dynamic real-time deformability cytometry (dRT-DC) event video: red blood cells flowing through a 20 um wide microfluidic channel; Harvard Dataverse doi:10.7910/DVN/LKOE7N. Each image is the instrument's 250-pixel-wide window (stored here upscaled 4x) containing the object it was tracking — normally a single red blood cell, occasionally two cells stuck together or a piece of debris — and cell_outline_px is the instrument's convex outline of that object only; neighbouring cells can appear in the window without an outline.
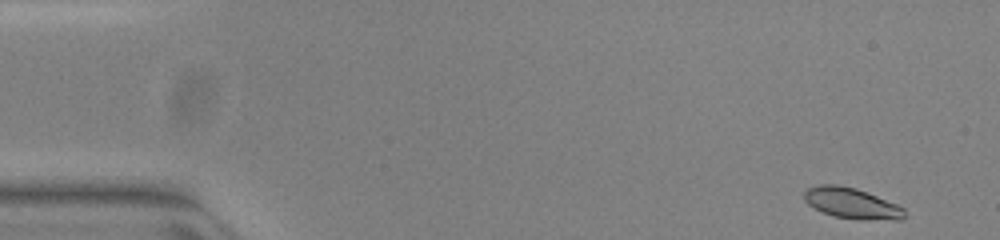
{"species": "common noctule bat (a hibernating species)", "species_latin": "Nyctalus noctula", "temperature_condition": "warm", "stored_images_in_passage": 50, "camera_frame_rate_fps": 3000, "um_per_image_px": 0.085, "animal": {"sex": "female", "body_mass_g": 23.0, "forearm_length_mm": 53.4}, "frame": {"image": 1, "passage_image": 1, "time_ms": 0.0, "image_size_px": [1000, 240], "cell_outline_px": [[904, 216], [900, 220], [860, 220], [832, 216], [808, 204], [804, 200], [804, 192], [808, 188], [820, 184], [836, 184], [856, 188], [896, 204], [904, 208]], "centroid_in_image_um": [72.39, 17.28], "position_along_channel_um": 12.6, "area_um2": 17.92}}
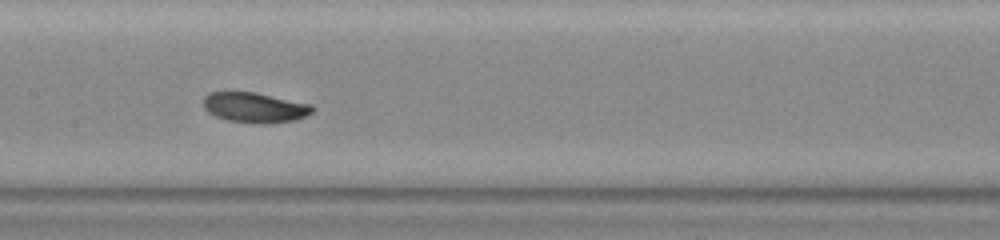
{"frame": {"image": 2, "passage_image": 24, "time_ms": 7.667, "image_size_px": [1000, 240], "cell_outline_px": [[316, 108], [312, 112], [296, 120], [264, 124], [260, 124], [228, 120], [216, 116], [208, 112], [204, 108], [204, 96], [208, 92], [256, 92], [312, 104]], "centroid_in_image_um": [21.68, 9.13], "position_along_channel_um": 185.7, "area_um2": 19.25}}
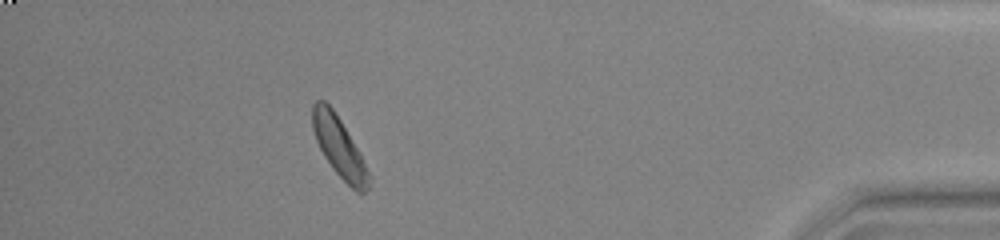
{"frame": {"image": 3, "passage_image": 45, "time_ms": 14.667, "image_size_px": [1000, 240], "cell_outline_px": [[372, 176], [368, 188], [364, 192], [356, 192], [332, 168], [324, 156], [316, 140], [312, 128], [312, 104], [316, 100], [324, 100], [332, 108], [340, 120]], "centroid_in_image_um": [28.81, 12.51], "position_along_channel_um": 406.4, "area_um2": 19.31}}